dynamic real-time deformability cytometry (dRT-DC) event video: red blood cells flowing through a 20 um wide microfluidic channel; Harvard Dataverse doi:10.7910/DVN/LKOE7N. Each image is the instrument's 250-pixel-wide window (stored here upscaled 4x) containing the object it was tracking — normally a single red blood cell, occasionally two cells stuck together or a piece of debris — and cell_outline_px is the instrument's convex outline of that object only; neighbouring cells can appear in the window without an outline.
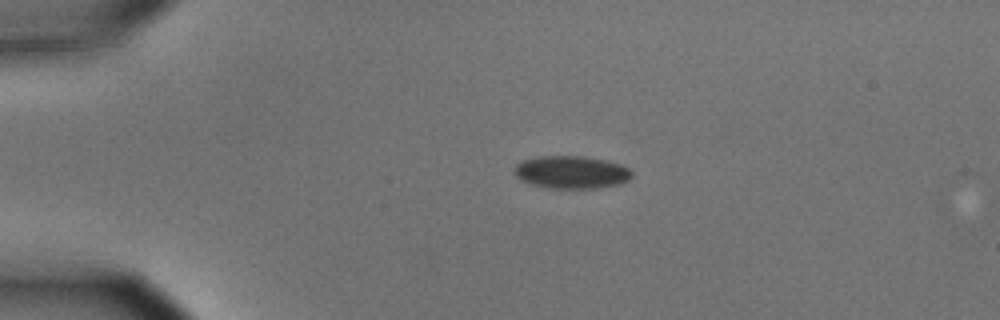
{"species": "common noctule bat (a hibernating species)", "species_latin": "Nyctalus noctula", "temperature_condition": "cold", "stored_images_in_passage": 4, "camera_frame_rate_fps": 3000, "um_per_image_px": 0.085, "animal": {"sex": "male", "body_mass_g": 15.6}, "frame": {"image": 1, "passage_image": 2, "time_ms": 0.333, "image_size_px": [1000, 320], "cell_outline_px": [[632, 176], [628, 180], [620, 184], [596, 188], [552, 188], [532, 184], [516, 176], [512, 168], [516, 164], [524, 160], [540, 156], [584, 156], [604, 160], [620, 164], [628, 168], [632, 172]], "centroid_in_image_um": [48.58, 14.63], "position_along_channel_um": 36.4, "area_um2": 22.25}}
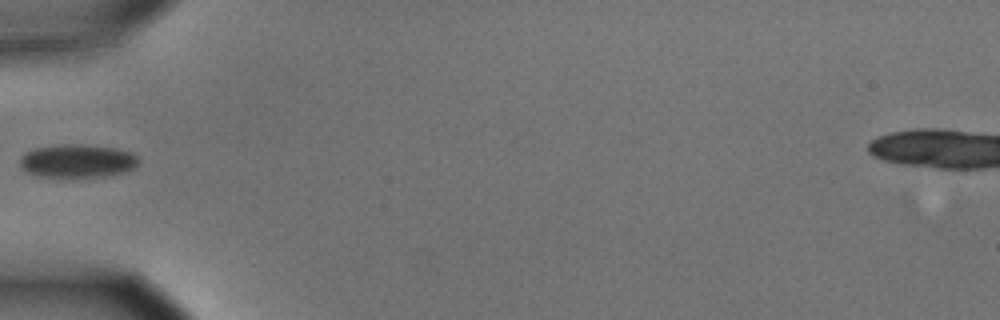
{"frame": {"image": 2, "passage_image": 4, "time_ms": 1.0, "image_size_px": [1000, 320], "cell_outline_px": [[140, 160], [132, 168], [124, 172], [108, 176], [72, 180], [40, 176], [28, 172], [20, 164], [20, 156], [24, 152], [36, 148], [60, 144], [72, 144], [116, 148], [132, 152]], "centroid_in_image_um": [6.57, 13.72], "position_along_channel_um": 78.4, "area_um2": 23.64}}